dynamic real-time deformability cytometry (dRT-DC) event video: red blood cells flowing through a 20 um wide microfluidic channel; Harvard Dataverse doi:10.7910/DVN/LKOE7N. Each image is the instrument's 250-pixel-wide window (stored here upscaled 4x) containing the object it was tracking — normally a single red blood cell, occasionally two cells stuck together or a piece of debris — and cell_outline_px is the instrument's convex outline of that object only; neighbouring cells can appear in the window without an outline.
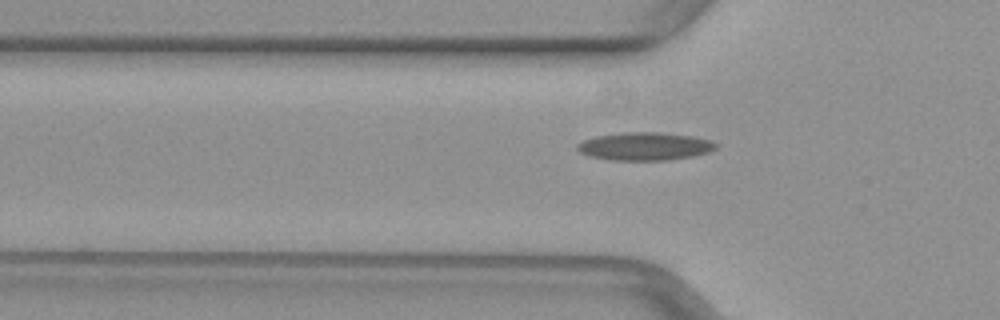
{"species": "common noctule bat (a hibernating species)", "species_latin": "Nyctalus noctula", "temperature_condition": "warm", "stored_images_in_passage": 33, "camera_frame_rate_fps": 3000, "um_per_image_px": 0.085, "animal": {"sex": "female", "body_mass_g": 29.2, "forearm_length_mm": 56.3}, "frame": {"image": 1, "passage_image": 5, "time_ms": 1.333, "image_size_px": [1000, 320], "cell_outline_px": [[720, 144], [716, 148], [708, 152], [692, 156], [668, 160], [608, 160], [592, 156], [580, 152], [576, 148], [576, 144], [584, 140], [596, 136], [620, 132], [660, 132], [696, 136], [712, 140]], "centroid_in_image_um": [54.85, 12.42], "position_along_channel_um": 71.0, "area_um2": 22.83}}
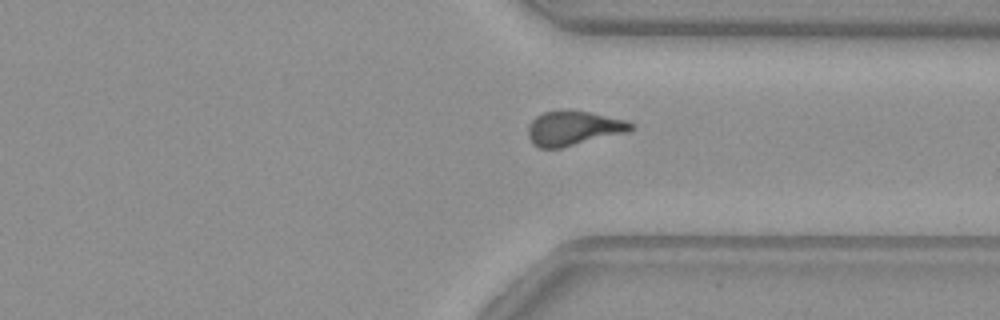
{"frame": {"image": 2, "passage_image": 26, "time_ms": 8.333, "image_size_px": [1000, 320], "cell_outline_px": [[636, 128], [628, 132], [560, 148], [540, 148], [532, 144], [528, 136], [528, 124], [536, 116], [544, 112], [564, 108], [588, 112], [624, 120], [632, 124]], "centroid_in_image_um": [48.7, 10.89], "position_along_channel_um": 362.7, "area_um2": 20.81}}
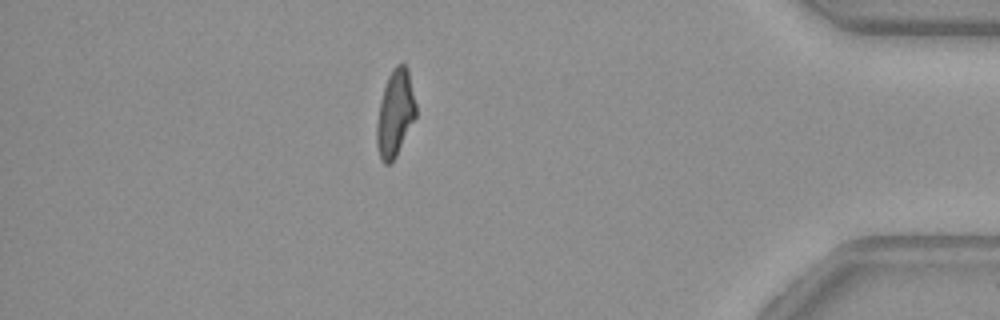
{"frame": {"image": 3, "passage_image": 32, "time_ms": 10.333, "image_size_px": [1000, 320], "cell_outline_px": [[416, 116], [392, 164], [384, 164], [380, 160], [376, 144], [376, 124], [380, 100], [388, 76], [392, 68], [396, 64], [404, 64], [408, 68], [416, 104]], "centroid_in_image_um": [33.57, 9.65], "position_along_channel_um": 401.6, "area_um2": 19.94}}